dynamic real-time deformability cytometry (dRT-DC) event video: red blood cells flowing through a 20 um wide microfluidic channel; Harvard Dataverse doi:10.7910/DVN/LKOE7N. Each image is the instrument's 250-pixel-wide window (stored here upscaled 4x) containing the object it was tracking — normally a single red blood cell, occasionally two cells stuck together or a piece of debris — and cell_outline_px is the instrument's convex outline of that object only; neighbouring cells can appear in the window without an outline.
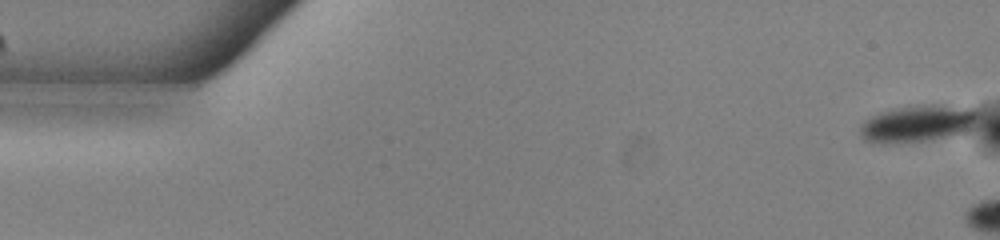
{"species": "common noctule bat (a hibernating species)", "species_latin": "Nyctalus noctula", "temperature_condition": "warm", "stored_images_in_passage": 20, "camera_frame_rate_fps": 3000, "um_per_image_px": 0.085, "animal": {"sex": "male", "body_mass_g": 13.0, "forearm_length_mm": 53.1}, "frame": {"image": 1, "passage_image": 1, "time_ms": 0.0, "image_size_px": [1000, 240], "cell_outline_px": [[976, 116], [972, 124], [968, 128], [952, 136], [924, 140], [864, 140], [860, 136], [860, 124], [864, 120], [880, 112], [896, 108], [924, 104], [940, 104], [976, 108]], "centroid_in_image_um": [78.02, 10.43], "position_along_channel_um": 7.0, "area_um2": 24.28}}